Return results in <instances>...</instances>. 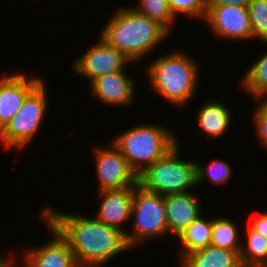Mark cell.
<instances>
[{
	"label": "cell",
	"instance_id": "6da1fadb",
	"mask_svg": "<svg viewBox=\"0 0 267 267\" xmlns=\"http://www.w3.org/2000/svg\"><path fill=\"white\" fill-rule=\"evenodd\" d=\"M41 215L69 242L79 267H101L131 249L125 233L94 217L42 207Z\"/></svg>",
	"mask_w": 267,
	"mask_h": 267
},
{
	"label": "cell",
	"instance_id": "7a4b0ae2",
	"mask_svg": "<svg viewBox=\"0 0 267 267\" xmlns=\"http://www.w3.org/2000/svg\"><path fill=\"white\" fill-rule=\"evenodd\" d=\"M169 33L159 22L125 6L111 15L100 37L135 63L158 48Z\"/></svg>",
	"mask_w": 267,
	"mask_h": 267
},
{
	"label": "cell",
	"instance_id": "3957f363",
	"mask_svg": "<svg viewBox=\"0 0 267 267\" xmlns=\"http://www.w3.org/2000/svg\"><path fill=\"white\" fill-rule=\"evenodd\" d=\"M164 54L158 55L160 57L146 66L150 88L169 104L177 108L185 107L194 98L200 84V66L184 50H172Z\"/></svg>",
	"mask_w": 267,
	"mask_h": 267
},
{
	"label": "cell",
	"instance_id": "277c9868",
	"mask_svg": "<svg viewBox=\"0 0 267 267\" xmlns=\"http://www.w3.org/2000/svg\"><path fill=\"white\" fill-rule=\"evenodd\" d=\"M163 124H138L116 135L112 141L138 176L148 166L164 157L179 140Z\"/></svg>",
	"mask_w": 267,
	"mask_h": 267
},
{
	"label": "cell",
	"instance_id": "5b68a950",
	"mask_svg": "<svg viewBox=\"0 0 267 267\" xmlns=\"http://www.w3.org/2000/svg\"><path fill=\"white\" fill-rule=\"evenodd\" d=\"M180 155L178 143L138 175V185L162 196L193 192L192 187L197 186V163L195 159H181Z\"/></svg>",
	"mask_w": 267,
	"mask_h": 267
},
{
	"label": "cell",
	"instance_id": "8992f818",
	"mask_svg": "<svg viewBox=\"0 0 267 267\" xmlns=\"http://www.w3.org/2000/svg\"><path fill=\"white\" fill-rule=\"evenodd\" d=\"M166 217L164 197L135 185L131 213V218H134L132 231L125 234L129 247L132 249L169 234Z\"/></svg>",
	"mask_w": 267,
	"mask_h": 267
},
{
	"label": "cell",
	"instance_id": "52a82bcc",
	"mask_svg": "<svg viewBox=\"0 0 267 267\" xmlns=\"http://www.w3.org/2000/svg\"><path fill=\"white\" fill-rule=\"evenodd\" d=\"M43 81L24 101L15 116L0 131V142L4 148L24 149L40 132L48 111V95ZM44 119V120H43Z\"/></svg>",
	"mask_w": 267,
	"mask_h": 267
},
{
	"label": "cell",
	"instance_id": "ba28073f",
	"mask_svg": "<svg viewBox=\"0 0 267 267\" xmlns=\"http://www.w3.org/2000/svg\"><path fill=\"white\" fill-rule=\"evenodd\" d=\"M98 42V43H97ZM132 62L115 47L109 45L102 37L98 38L96 44L88 48L80 57L73 60V70L89 80V84L96 78L126 71Z\"/></svg>",
	"mask_w": 267,
	"mask_h": 267
},
{
	"label": "cell",
	"instance_id": "9c48e42d",
	"mask_svg": "<svg viewBox=\"0 0 267 267\" xmlns=\"http://www.w3.org/2000/svg\"><path fill=\"white\" fill-rule=\"evenodd\" d=\"M94 152L98 191L121 189L138 184V176L113 142H110L109 147H95Z\"/></svg>",
	"mask_w": 267,
	"mask_h": 267
},
{
	"label": "cell",
	"instance_id": "30bf717a",
	"mask_svg": "<svg viewBox=\"0 0 267 267\" xmlns=\"http://www.w3.org/2000/svg\"><path fill=\"white\" fill-rule=\"evenodd\" d=\"M52 235L45 244L25 250L20 259L22 267H79L69 242L40 213L38 215ZM13 265L17 264L13 260ZM19 265V267H21Z\"/></svg>",
	"mask_w": 267,
	"mask_h": 267
},
{
	"label": "cell",
	"instance_id": "8fae6325",
	"mask_svg": "<svg viewBox=\"0 0 267 267\" xmlns=\"http://www.w3.org/2000/svg\"><path fill=\"white\" fill-rule=\"evenodd\" d=\"M206 8L204 21L216 37L238 42L253 39L248 8L229 4Z\"/></svg>",
	"mask_w": 267,
	"mask_h": 267
},
{
	"label": "cell",
	"instance_id": "7c38bea8",
	"mask_svg": "<svg viewBox=\"0 0 267 267\" xmlns=\"http://www.w3.org/2000/svg\"><path fill=\"white\" fill-rule=\"evenodd\" d=\"M39 76L28 77L23 72L0 78V131L15 116L25 99L44 81Z\"/></svg>",
	"mask_w": 267,
	"mask_h": 267
},
{
	"label": "cell",
	"instance_id": "4fadbf2b",
	"mask_svg": "<svg viewBox=\"0 0 267 267\" xmlns=\"http://www.w3.org/2000/svg\"><path fill=\"white\" fill-rule=\"evenodd\" d=\"M127 74V71H119L94 79L89 84L91 96L106 105L129 107L135 103L134 99L136 100V82L134 77Z\"/></svg>",
	"mask_w": 267,
	"mask_h": 267
},
{
	"label": "cell",
	"instance_id": "5bb4252c",
	"mask_svg": "<svg viewBox=\"0 0 267 267\" xmlns=\"http://www.w3.org/2000/svg\"><path fill=\"white\" fill-rule=\"evenodd\" d=\"M133 192L134 186L97 191L101 203L94 217L126 234L128 230L125 229L124 224L132 219Z\"/></svg>",
	"mask_w": 267,
	"mask_h": 267
},
{
	"label": "cell",
	"instance_id": "9a60e30c",
	"mask_svg": "<svg viewBox=\"0 0 267 267\" xmlns=\"http://www.w3.org/2000/svg\"><path fill=\"white\" fill-rule=\"evenodd\" d=\"M196 195L195 192H187L163 196L168 232L174 238L202 215L201 200Z\"/></svg>",
	"mask_w": 267,
	"mask_h": 267
},
{
	"label": "cell",
	"instance_id": "2e32d148",
	"mask_svg": "<svg viewBox=\"0 0 267 267\" xmlns=\"http://www.w3.org/2000/svg\"><path fill=\"white\" fill-rule=\"evenodd\" d=\"M223 102L215 100H208L198 109L197 124L200 129L198 132H203L204 135H208L210 138H221L227 133L231 126L232 112L230 108ZM221 136V137H220Z\"/></svg>",
	"mask_w": 267,
	"mask_h": 267
},
{
	"label": "cell",
	"instance_id": "e0dca14e",
	"mask_svg": "<svg viewBox=\"0 0 267 267\" xmlns=\"http://www.w3.org/2000/svg\"><path fill=\"white\" fill-rule=\"evenodd\" d=\"M178 267H242V265L236 251L209 245L187 255L178 263Z\"/></svg>",
	"mask_w": 267,
	"mask_h": 267
},
{
	"label": "cell",
	"instance_id": "ac0fdd59",
	"mask_svg": "<svg viewBox=\"0 0 267 267\" xmlns=\"http://www.w3.org/2000/svg\"><path fill=\"white\" fill-rule=\"evenodd\" d=\"M203 217L204 215H201L176 238L180 242L178 262L187 255L211 245L212 219Z\"/></svg>",
	"mask_w": 267,
	"mask_h": 267
},
{
	"label": "cell",
	"instance_id": "d6986e66",
	"mask_svg": "<svg viewBox=\"0 0 267 267\" xmlns=\"http://www.w3.org/2000/svg\"><path fill=\"white\" fill-rule=\"evenodd\" d=\"M239 253L242 267H267V238L248 227ZM246 244V245H245Z\"/></svg>",
	"mask_w": 267,
	"mask_h": 267
},
{
	"label": "cell",
	"instance_id": "ffe728a7",
	"mask_svg": "<svg viewBox=\"0 0 267 267\" xmlns=\"http://www.w3.org/2000/svg\"><path fill=\"white\" fill-rule=\"evenodd\" d=\"M237 227L228 217H214L212 219L211 245L225 250L236 251L239 254L241 242L243 241L239 238L240 234Z\"/></svg>",
	"mask_w": 267,
	"mask_h": 267
},
{
	"label": "cell",
	"instance_id": "44dd1931",
	"mask_svg": "<svg viewBox=\"0 0 267 267\" xmlns=\"http://www.w3.org/2000/svg\"><path fill=\"white\" fill-rule=\"evenodd\" d=\"M263 43L267 44V41ZM259 57L240 79L242 89L253 99L267 96V51Z\"/></svg>",
	"mask_w": 267,
	"mask_h": 267
},
{
	"label": "cell",
	"instance_id": "7402d4cb",
	"mask_svg": "<svg viewBox=\"0 0 267 267\" xmlns=\"http://www.w3.org/2000/svg\"><path fill=\"white\" fill-rule=\"evenodd\" d=\"M131 7L148 18L159 22L169 32L178 18H175L167 0H139L136 6Z\"/></svg>",
	"mask_w": 267,
	"mask_h": 267
},
{
	"label": "cell",
	"instance_id": "603a6c76",
	"mask_svg": "<svg viewBox=\"0 0 267 267\" xmlns=\"http://www.w3.org/2000/svg\"><path fill=\"white\" fill-rule=\"evenodd\" d=\"M196 163L197 185L204 183L205 180L217 185H224L229 181L233 173L230 164L221 158L211 161L209 164H206L207 166L197 160Z\"/></svg>",
	"mask_w": 267,
	"mask_h": 267
},
{
	"label": "cell",
	"instance_id": "cb8c5ba5",
	"mask_svg": "<svg viewBox=\"0 0 267 267\" xmlns=\"http://www.w3.org/2000/svg\"><path fill=\"white\" fill-rule=\"evenodd\" d=\"M254 38L267 41V0H251L248 5Z\"/></svg>",
	"mask_w": 267,
	"mask_h": 267
},
{
	"label": "cell",
	"instance_id": "d4e9b609",
	"mask_svg": "<svg viewBox=\"0 0 267 267\" xmlns=\"http://www.w3.org/2000/svg\"><path fill=\"white\" fill-rule=\"evenodd\" d=\"M170 9L176 18L177 16H185L189 18H197L205 20L207 14L206 0H167Z\"/></svg>",
	"mask_w": 267,
	"mask_h": 267
},
{
	"label": "cell",
	"instance_id": "484cf974",
	"mask_svg": "<svg viewBox=\"0 0 267 267\" xmlns=\"http://www.w3.org/2000/svg\"><path fill=\"white\" fill-rule=\"evenodd\" d=\"M258 102L257 107L253 112V126L255 127L256 135L262 148L267 150V96H262L254 99Z\"/></svg>",
	"mask_w": 267,
	"mask_h": 267
},
{
	"label": "cell",
	"instance_id": "4316f807",
	"mask_svg": "<svg viewBox=\"0 0 267 267\" xmlns=\"http://www.w3.org/2000/svg\"><path fill=\"white\" fill-rule=\"evenodd\" d=\"M250 227L261 236L267 238V211H262L258 217H255Z\"/></svg>",
	"mask_w": 267,
	"mask_h": 267
},
{
	"label": "cell",
	"instance_id": "83f0119b",
	"mask_svg": "<svg viewBox=\"0 0 267 267\" xmlns=\"http://www.w3.org/2000/svg\"><path fill=\"white\" fill-rule=\"evenodd\" d=\"M251 0H206V7H217L223 5H232L248 8Z\"/></svg>",
	"mask_w": 267,
	"mask_h": 267
},
{
	"label": "cell",
	"instance_id": "f1b7e54d",
	"mask_svg": "<svg viewBox=\"0 0 267 267\" xmlns=\"http://www.w3.org/2000/svg\"><path fill=\"white\" fill-rule=\"evenodd\" d=\"M1 253V252H0ZM13 265V258L4 257V255L0 254V267H11Z\"/></svg>",
	"mask_w": 267,
	"mask_h": 267
}]
</instances>
